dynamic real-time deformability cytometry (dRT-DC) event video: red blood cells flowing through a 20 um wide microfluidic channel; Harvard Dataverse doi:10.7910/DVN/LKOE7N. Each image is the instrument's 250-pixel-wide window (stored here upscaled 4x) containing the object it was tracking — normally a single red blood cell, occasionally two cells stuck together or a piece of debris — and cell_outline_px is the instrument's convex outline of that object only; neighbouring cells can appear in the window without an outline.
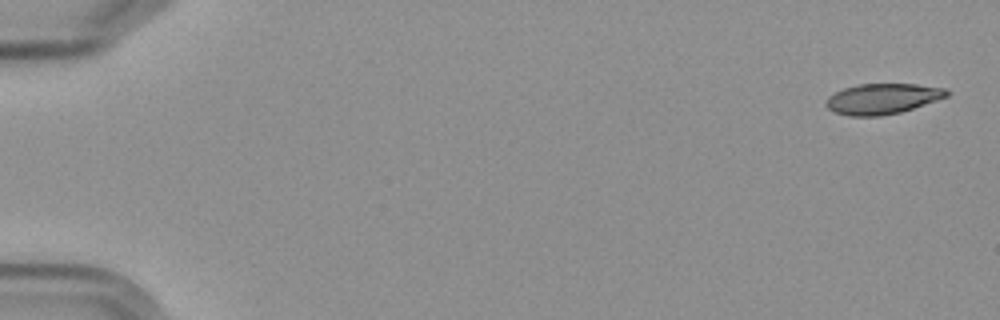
{"species": "Egyptian fruit bat (a non-hibernating species)", "species_latin": "Rousettus aegyptiacus", "temperature_condition": "cold", "stored_images_in_passage": 8, "camera_frame_rate_fps": 3000, "um_per_image_px": 0.085, "frame": {"image": 1, "passage_image": 1, "time_ms": 0.0, "image_size_px": [1000, 320], "cell_outline_px": [[948, 96], [900, 112], [880, 116], [848, 116], [832, 112], [824, 104], [828, 96], [844, 88], [856, 84], [916, 84], [944, 88], [948, 92]], "centroid_in_image_um": [74.94, 8.4], "position_along_channel_um": 10.1, "area_um2": 21.39}}
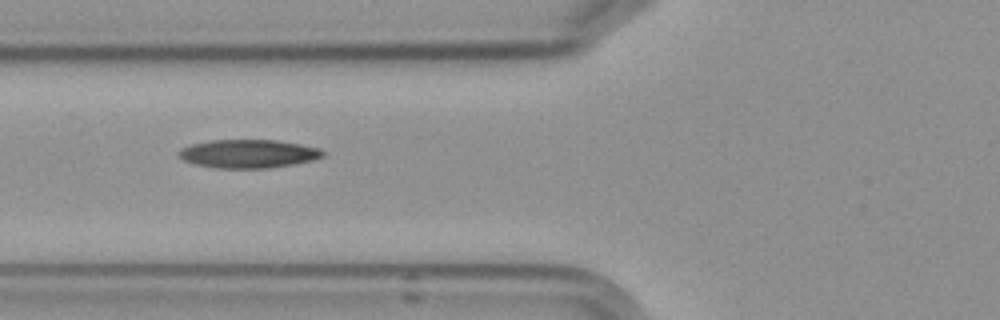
{"frame": {"image": 2, "passage_image": 7, "time_ms": 7.0, "image_size_px": [1000, 320], "cell_outline_px": [[328, 152], [324, 156], [312, 160], [292, 164], [268, 168], [212, 168], [192, 164], [184, 160], [176, 152], [180, 148], [192, 144], [208, 140], [276, 140], [300, 144], [320, 148]], "centroid_in_image_um": [21.09, 13.07], "position_along_channel_um": 104.7, "area_um2": 24.1}}
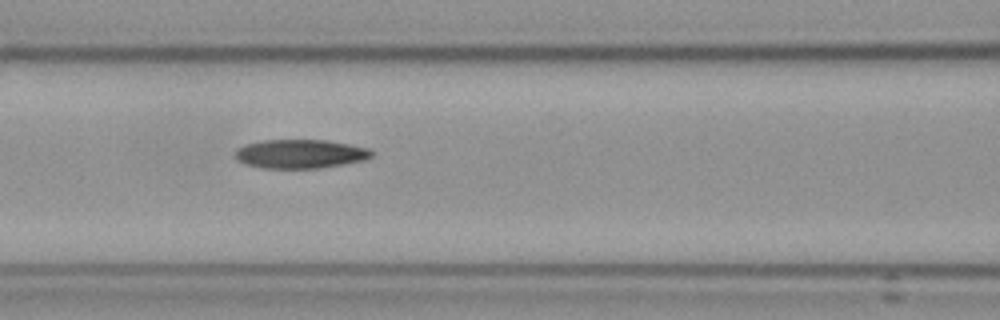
{"frame": {"image": 3, "passage_image": 8, "time_ms": 8.0, "image_size_px": [1000, 320], "cell_outline_px": [[376, 152], [368, 160], [344, 164], [316, 168], [264, 168], [248, 164], [240, 160], [236, 156], [236, 148], [244, 144], [260, 140], [328, 140], [368, 148]], "centroid_in_image_um": [25.58, 13.07], "position_along_channel_um": 141.0, "area_um2": 23.0}}